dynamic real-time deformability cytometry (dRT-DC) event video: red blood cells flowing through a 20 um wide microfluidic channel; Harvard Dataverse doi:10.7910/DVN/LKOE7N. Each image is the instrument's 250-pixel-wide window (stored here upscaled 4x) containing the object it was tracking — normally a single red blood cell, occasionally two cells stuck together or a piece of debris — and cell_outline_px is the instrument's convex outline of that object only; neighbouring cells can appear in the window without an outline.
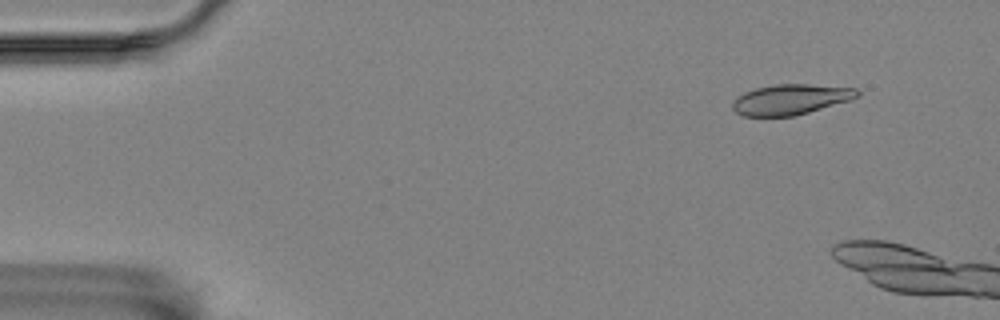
{"species": "Egyptian fruit bat (a non-hibernating species)", "species_latin": "Rousettus aegyptiacus", "temperature_condition": "room temperature", "stored_images_in_passage": 10, "camera_frame_rate_fps": 3000, "um_per_image_px": 0.085, "animal": {"sex": "female"}, "frame": {"image": 1, "passage_image": 6, "time_ms": 1.667, "image_size_px": [1000, 320], "cell_outline_px": [[860, 96], [852, 100], [808, 112], [792, 116], [740, 116], [732, 108], [732, 100], [736, 96], [744, 92], [756, 88], [776, 84], [808, 84], [856, 88], [860, 92]], "centroid_in_image_um": [67.19, 8.45], "position_along_channel_um": 17.8, "area_um2": 22.25}}